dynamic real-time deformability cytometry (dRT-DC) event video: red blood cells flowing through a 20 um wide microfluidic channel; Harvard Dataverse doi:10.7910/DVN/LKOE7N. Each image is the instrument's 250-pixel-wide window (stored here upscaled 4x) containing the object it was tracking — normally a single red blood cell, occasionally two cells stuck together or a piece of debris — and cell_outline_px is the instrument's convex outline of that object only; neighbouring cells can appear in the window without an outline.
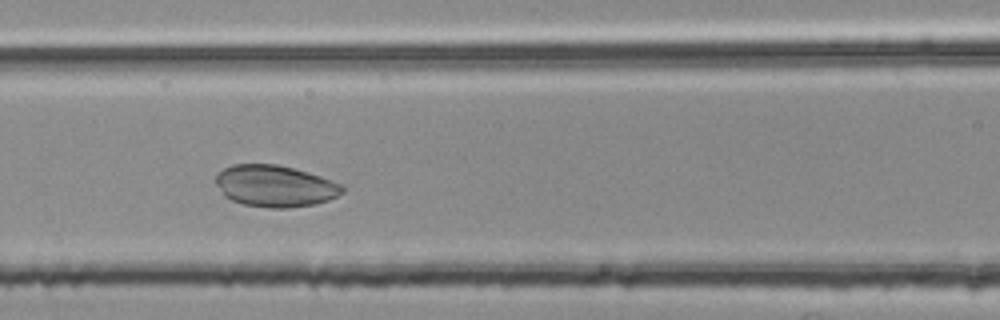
{"species": "common noctule bat (a hibernating species)", "species_latin": "Nyctalus noctula", "temperature_condition": "room temperature", "stored_images_in_passage": 34, "camera_frame_rate_fps": 3000, "um_per_image_px": 0.085, "animal": {"sex": "female", "body_mass_g": 25.1}, "frame": {"image": 1, "passage_image": 7, "time_ms": 2.0, "image_size_px": [1000, 320], "cell_outline_px": [[344, 192], [328, 200], [316, 204], [288, 208], [268, 208], [244, 204], [232, 200], [224, 196], [216, 184], [216, 176], [224, 168], [232, 164], [276, 164], [308, 172], [344, 184]], "centroid_in_image_um": [23.4, 15.81], "position_along_channel_um": 143.2, "area_um2": 30.75}}
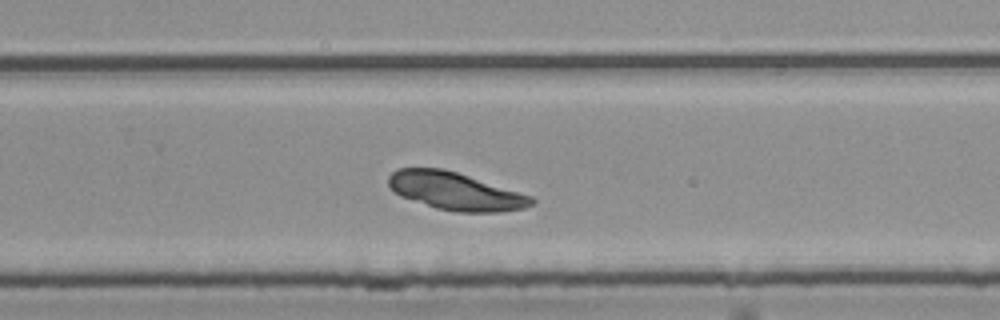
{"frame": {"image": 2, "passage_image": 19, "time_ms": 6.0, "image_size_px": [1000, 320], "cell_outline_px": [[536, 200], [532, 204], [524, 208], [500, 212], [456, 212], [436, 208], [400, 196], [388, 184], [388, 176], [396, 168], [444, 168], [532, 196]], "centroid_in_image_um": [38.7, 16.25], "position_along_channel_um": 291.1, "area_um2": 31.27}}
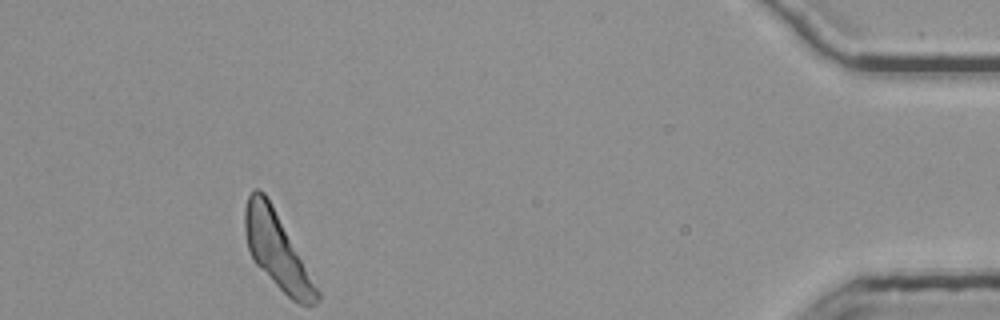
{"frame": {"image": 3, "passage_image": 34, "time_ms": 11.0, "image_size_px": [1000, 320], "cell_outline_px": [[320, 300], [316, 304], [300, 304], [292, 300], [252, 260], [248, 248], [244, 232], [244, 208], [248, 196], [252, 188], [260, 188], [264, 192], [320, 292]], "centroid_in_image_um": [23.5, 21.28], "position_along_channel_um": 411.7, "area_um2": 30.87}}